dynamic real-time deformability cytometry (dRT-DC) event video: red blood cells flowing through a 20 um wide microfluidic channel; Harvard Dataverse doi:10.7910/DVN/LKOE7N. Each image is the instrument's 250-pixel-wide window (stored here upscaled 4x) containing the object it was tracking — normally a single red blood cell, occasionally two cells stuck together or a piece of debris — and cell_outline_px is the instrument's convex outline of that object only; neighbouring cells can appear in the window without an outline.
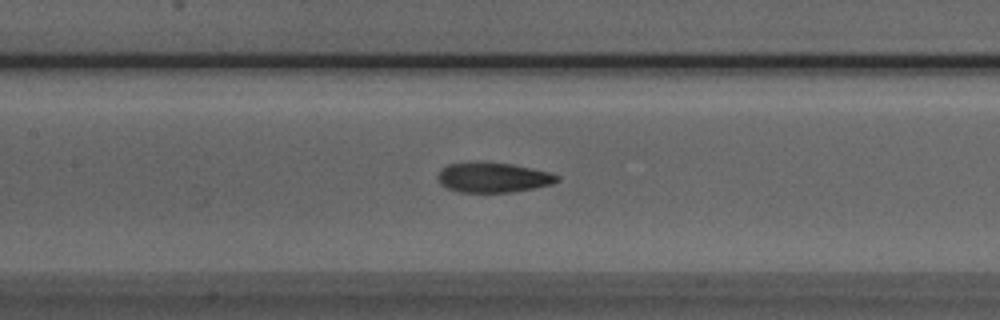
{"species": "Egyptian fruit bat (a non-hibernating species)", "species_latin": "Rousettus aegyptiacus", "temperature_condition": "room temperature", "stored_images_in_passage": 50, "camera_frame_rate_fps": 3000, "um_per_image_px": 0.085, "animal": {"sex": "male"}, "frame": {"image": 1, "passage_image": 22, "time_ms": 7.0, "image_size_px": [1000, 320], "cell_outline_px": [[560, 180], [552, 184], [512, 192], [460, 192], [448, 188], [440, 184], [436, 180], [436, 176], [440, 168], [448, 164], [476, 160], [512, 164], [552, 172], [560, 176]], "centroid_in_image_um": [41.87, 15.05], "position_along_channel_um": 165.5, "area_um2": 21.39}}
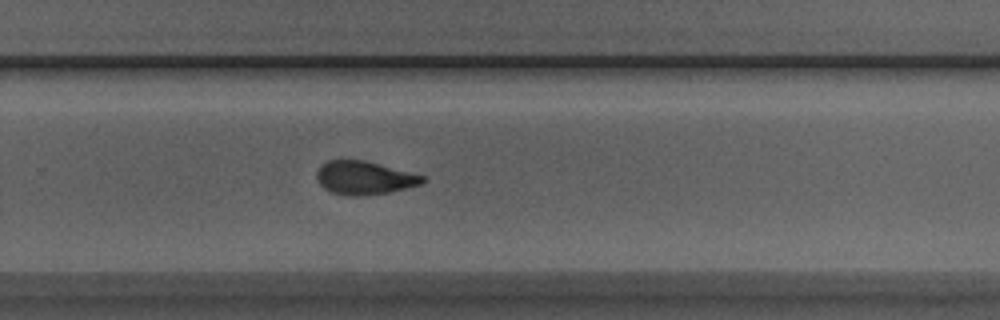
{"frame": {"image": 2, "passage_image": 32, "time_ms": 10.333, "image_size_px": [1000, 320], "cell_outline_px": [[424, 180], [420, 184], [388, 192], [360, 196], [348, 196], [332, 192], [324, 188], [316, 180], [316, 172], [320, 164], [328, 160], [364, 160], [380, 164], [424, 176]], "centroid_in_image_um": [30.89, 15.11], "position_along_channel_um": 298.9, "area_um2": 20.4}}
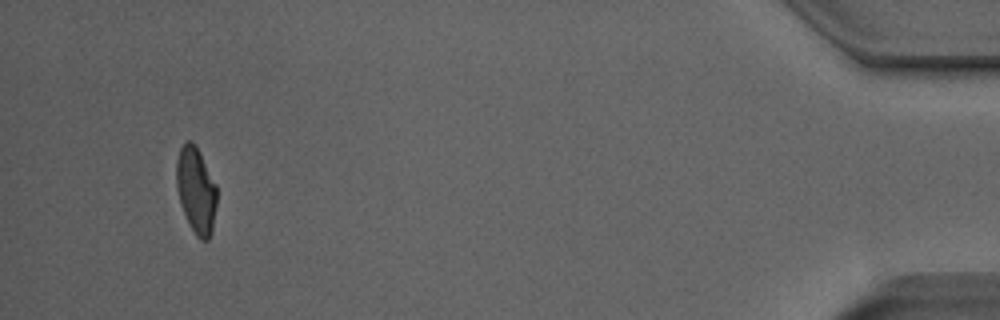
{"frame": {"image": 3, "passage_image": 47, "time_ms": 15.333, "image_size_px": [1000, 320], "cell_outline_px": [[216, 208], [212, 232], [208, 240], [200, 240], [196, 236], [188, 224], [180, 204], [176, 188], [176, 160], [180, 148], [184, 140], [192, 140], [216, 184]], "centroid_in_image_um": [16.64, 16.2], "position_along_channel_um": 418.6, "area_um2": 20.46}, "authors_computed_cell_mechanics": {"area_um2": 20.8658, "velocity_mm_per_s": 4.0202, "shape_relaxation_time_tau1_ms": 9.7259, "shape_relaxation_time_tau2_ms": 2.6538, "deformation_change_tau1": 0.2429, "deformation_change_tau2": 0.1016}}